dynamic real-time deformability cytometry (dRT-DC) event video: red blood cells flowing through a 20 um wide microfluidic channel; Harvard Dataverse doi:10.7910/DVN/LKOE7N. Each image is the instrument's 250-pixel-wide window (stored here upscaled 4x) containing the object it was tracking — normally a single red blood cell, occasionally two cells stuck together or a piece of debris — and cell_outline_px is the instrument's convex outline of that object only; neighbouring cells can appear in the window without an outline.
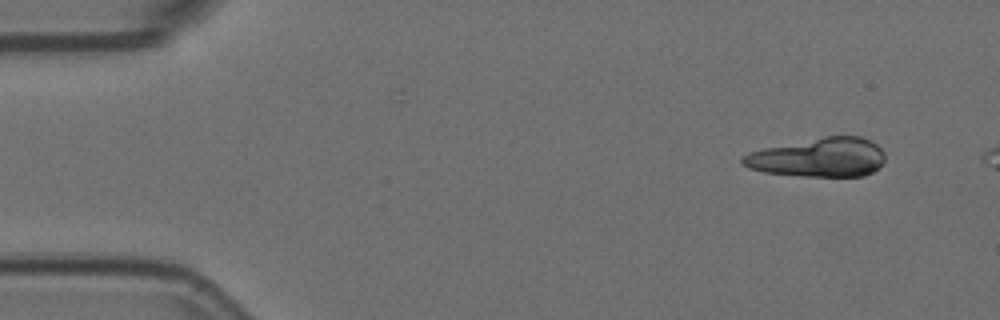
{"species": "Egyptian fruit bat (a non-hibernating species)", "species_latin": "Rousettus aegyptiacus", "temperature_condition": "room temperature", "stored_images_in_passage": 9, "segment_of_instrument_passage": [1, 2], "camera_frame_rate_fps": 3000, "um_per_image_px": 0.085, "animal": {"sex": "female"}, "frame": {"image": 1, "passage_image": 1, "time_ms": 0.0, "image_size_px": [1000, 320], "cell_outline_px": [[884, 160], [880, 168], [864, 176], [804, 176], [764, 172], [748, 168], [740, 164], [740, 156], [748, 152], [764, 148], [824, 136], [860, 136], [872, 140], [884, 152]], "centroid_in_image_um": [69.57, 13.38], "position_along_channel_um": 15.4, "area_um2": 32.66}}